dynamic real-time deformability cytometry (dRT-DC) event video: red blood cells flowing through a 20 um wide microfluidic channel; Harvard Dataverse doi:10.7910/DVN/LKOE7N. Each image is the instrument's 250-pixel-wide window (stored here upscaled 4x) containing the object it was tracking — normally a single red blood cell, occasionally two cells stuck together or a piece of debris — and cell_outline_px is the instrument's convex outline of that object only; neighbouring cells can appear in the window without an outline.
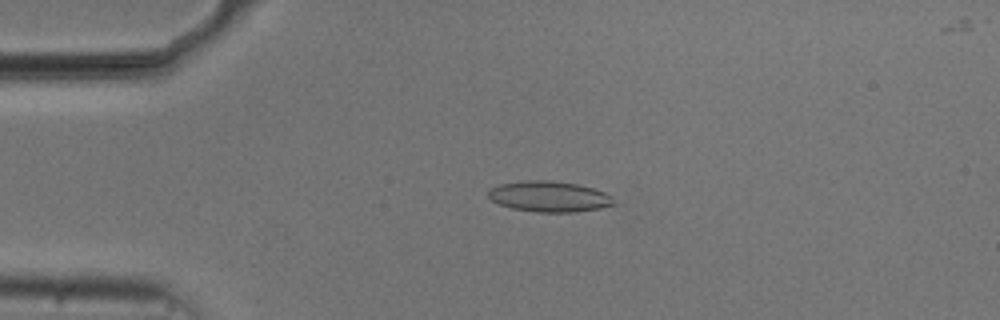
{"species": "common noctule bat (a hibernating species)", "species_latin": "Nyctalus noctula", "temperature_condition": "cold", "stored_images_in_passage": 46, "camera_frame_rate_fps": 3000, "um_per_image_px": 0.085, "animal": {"sex": "male", "body_mass_g": 20.5, "forearm_length_mm": 52.5}, "frame": {"image": 1, "passage_image": 6, "time_ms": 1.667, "image_size_px": [1000, 320], "cell_outline_px": [[616, 204], [600, 208], [576, 212], [536, 212], [512, 208], [500, 204], [492, 200], [488, 196], [488, 192], [492, 188], [500, 184], [528, 180], [548, 180], [576, 184], [592, 188], [604, 192], [612, 196]], "centroid_in_image_um": [46.71, 16.71], "position_along_channel_um": 38.3, "area_um2": 22.31}}
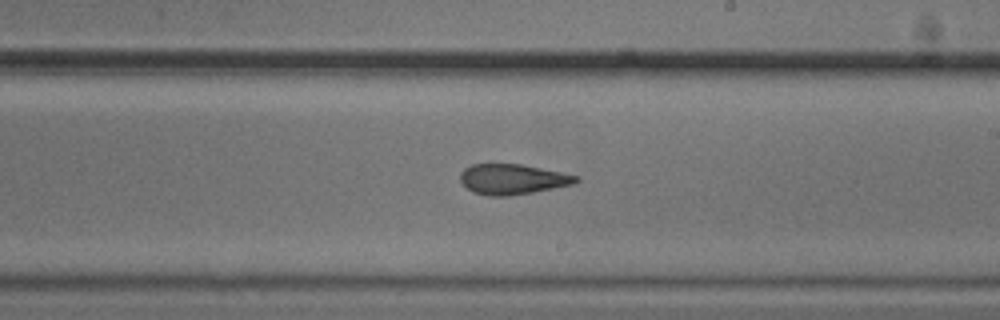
{"frame": {"image": 2, "passage_image": 25, "time_ms": 8.0, "image_size_px": [1000, 320], "cell_outline_px": [[580, 180], [572, 184], [532, 192], [508, 196], [488, 196], [472, 192], [460, 180], [460, 172], [464, 168], [472, 164], [520, 164], [580, 176]], "centroid_in_image_um": [43.54, 15.23], "position_along_channel_um": 245.5, "area_um2": 20.29}}
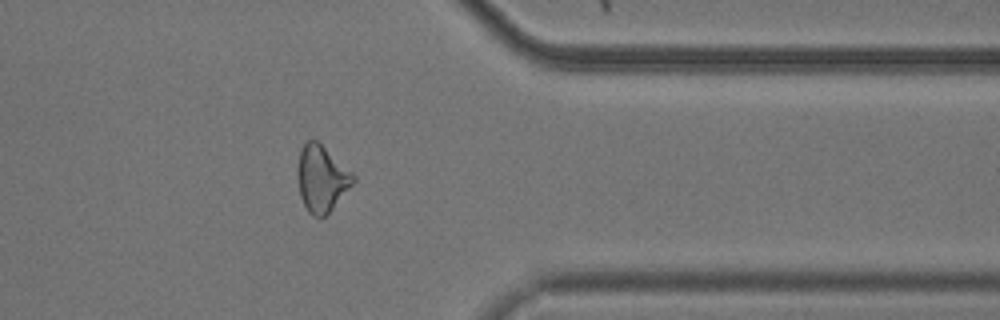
{"frame": {"image": 3, "passage_image": 37, "time_ms": 12.0, "image_size_px": [1000, 320], "cell_outline_px": [[356, 180], [332, 208], [324, 216], [312, 216], [308, 212], [300, 196], [296, 176], [296, 172], [300, 148], [308, 140], [316, 140], [352, 172], [356, 176]], "centroid_in_image_um": [27.3, 15.17], "position_along_channel_um": 384.1, "area_um2": 21.33}}